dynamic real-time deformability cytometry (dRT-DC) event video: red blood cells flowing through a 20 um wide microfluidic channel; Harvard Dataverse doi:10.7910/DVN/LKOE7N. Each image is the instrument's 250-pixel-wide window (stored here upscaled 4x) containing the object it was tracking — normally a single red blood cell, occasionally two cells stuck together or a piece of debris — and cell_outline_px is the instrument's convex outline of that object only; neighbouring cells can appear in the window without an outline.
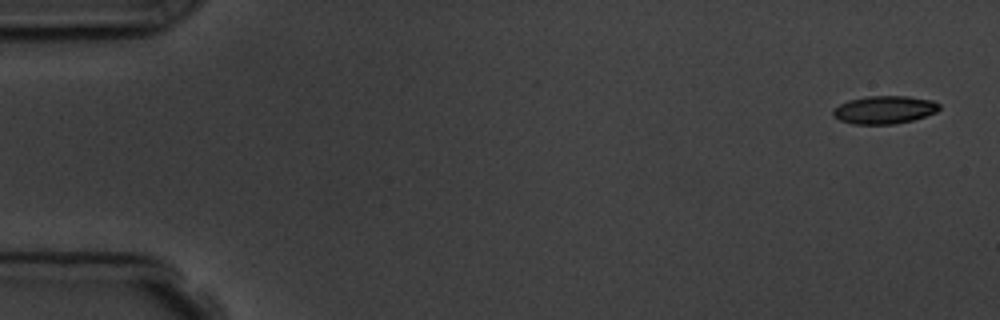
{"species": "common noctule bat (a hibernating species)", "species_latin": "Nyctalus noctula", "temperature_condition": "room temperature", "stored_images_in_passage": 6, "camera_frame_rate_fps": 3000, "um_per_image_px": 0.085, "animal": {"sex": "male", "body_mass_g": 19.5, "forearm_length_mm": 54.6}, "frame": {"image": 1, "passage_image": 1, "time_ms": 0.0, "image_size_px": [1000, 320], "cell_outline_px": [[940, 108], [936, 112], [912, 120], [896, 124], [852, 124], [840, 120], [832, 116], [832, 108], [848, 100], [868, 96], [908, 96], [932, 100], [940, 104]], "centroid_in_image_um": [75.14, 9.33], "position_along_channel_um": 9.9, "area_um2": 17.4}}